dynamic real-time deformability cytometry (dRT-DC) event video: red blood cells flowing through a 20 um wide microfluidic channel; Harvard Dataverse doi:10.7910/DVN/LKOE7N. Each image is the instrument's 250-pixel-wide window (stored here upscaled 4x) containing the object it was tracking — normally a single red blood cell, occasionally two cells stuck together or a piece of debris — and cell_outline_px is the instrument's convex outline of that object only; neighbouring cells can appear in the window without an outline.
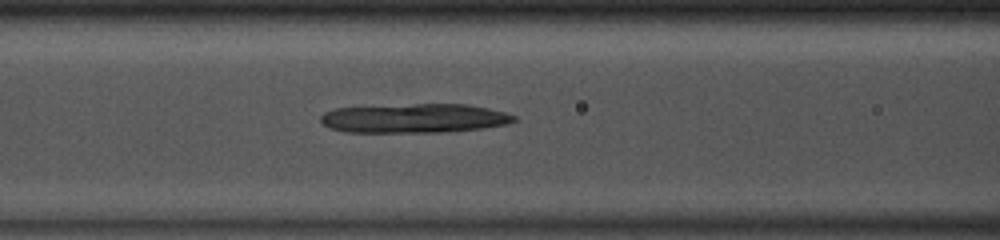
{"species": "common noctule bat (a hibernating species)", "species_latin": "Nyctalus noctula", "temperature_condition": "room temperature", "stored_images_in_passage": 42, "camera_frame_rate_fps": 3000, "um_per_image_px": 0.085, "animal": {"sex": "male", "body_mass_g": 13.0, "forearm_length_mm": 53.1}, "frame": {"image": 1, "passage_image": 14, "time_ms": 4.333, "image_size_px": [1000, 240], "cell_outline_px": [[516, 120], [508, 124], [480, 128], [440, 132], [344, 132], [332, 128], [324, 124], [320, 120], [320, 116], [324, 112], [336, 108], [416, 104], [468, 104], [488, 108], [504, 112], [516, 116]], "centroid_in_image_um": [35.22, 10.05], "position_along_channel_um": 131.4, "area_um2": 32.66}}
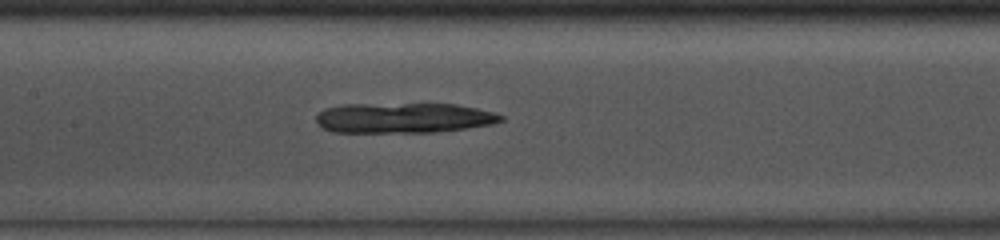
{"frame": {"image": 2, "passage_image": 17, "time_ms": 5.333, "image_size_px": [1000, 240], "cell_outline_px": [[504, 120], [492, 124], [468, 128], [436, 132], [332, 132], [316, 124], [316, 116], [324, 108], [344, 104], [456, 104], [496, 112], [504, 116]], "centroid_in_image_um": [34.32, 10.02], "position_along_channel_um": 173.1, "area_um2": 32.71}}
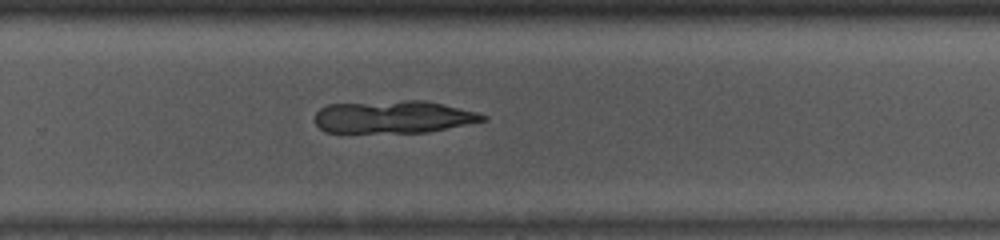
{"frame": {"image": 3, "passage_image": 26, "time_ms": 8.333, "image_size_px": [1000, 240], "cell_outline_px": [[488, 120], [428, 132], [324, 132], [316, 124], [316, 112], [320, 108], [328, 104], [404, 100], [424, 100], [476, 112], [488, 116]], "centroid_in_image_um": [33.44, 9.93], "position_along_channel_um": 296.4, "area_um2": 31.73}}